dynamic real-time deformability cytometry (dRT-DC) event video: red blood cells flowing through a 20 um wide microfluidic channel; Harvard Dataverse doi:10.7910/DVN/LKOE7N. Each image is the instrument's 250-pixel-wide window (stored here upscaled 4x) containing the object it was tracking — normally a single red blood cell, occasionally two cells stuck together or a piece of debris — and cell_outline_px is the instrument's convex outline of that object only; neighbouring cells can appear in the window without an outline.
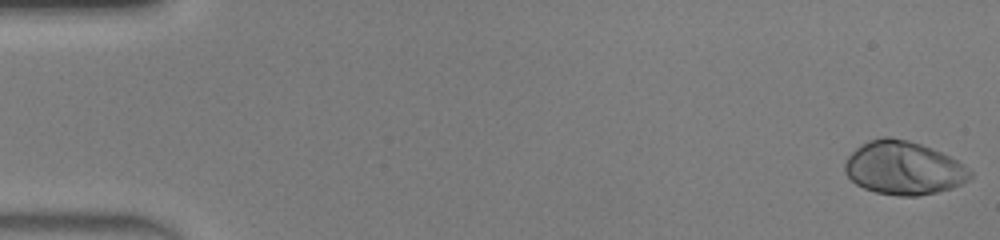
{"species": "human", "species_latin": "Homo sapiens", "temperature_condition": "warm", "stored_images_in_passage": 49, "camera_frame_rate_fps": 3000, "um_per_image_px": 0.085, "donor": {"sex": "male"}, "frame": {"image": 1, "passage_image": 1, "time_ms": 0.0, "image_size_px": [1000, 240], "cell_outline_px": [[972, 176], [968, 180], [952, 188], [936, 192], [916, 196], [900, 196], [876, 192], [864, 188], [856, 184], [844, 172], [844, 164], [848, 156], [856, 148], [868, 140], [880, 136], [888, 136], [908, 140], [920, 144], [940, 152], [964, 164], [972, 172]], "centroid_in_image_um": [76.79, 14.27], "position_along_channel_um": 8.2, "area_um2": 38.9}}
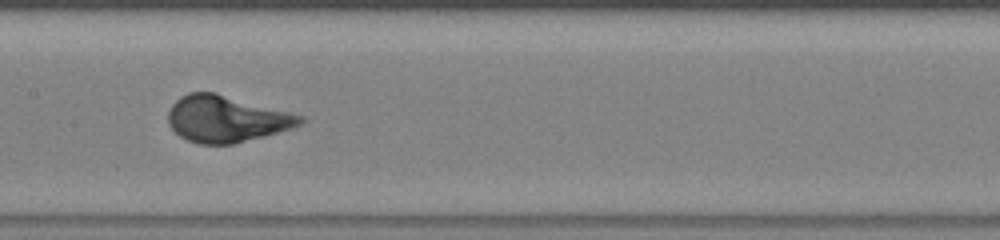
{"frame": {"image": 2, "passage_image": 25, "time_ms": 8.0, "image_size_px": [1000, 240], "cell_outline_px": [[304, 120], [300, 124], [292, 128], [232, 144], [200, 144], [188, 140], [180, 136], [168, 124], [168, 112], [172, 104], [180, 96], [188, 92], [216, 92], [304, 116]], "centroid_in_image_um": [19.21, 10.09], "position_along_channel_um": 188.2, "area_um2": 35.55}}
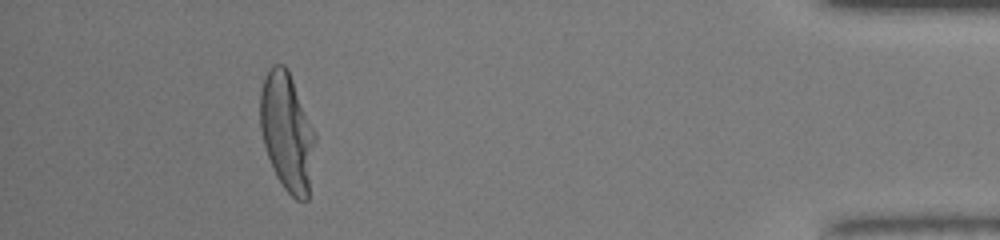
{"frame": {"image": 3, "passage_image": 45, "time_ms": 14.667, "image_size_px": [1000, 240], "cell_outline_px": [[316, 140], [308, 200], [296, 200], [284, 188], [276, 176], [268, 156], [264, 144], [260, 128], [260, 92], [264, 76], [268, 68], [272, 64], [284, 64], [288, 68], [316, 132]], "centroid_in_image_um": [24.41, 11.18], "position_along_channel_um": 410.8, "area_um2": 38.26}, "authors_computed_cell_mechanics": {"area_um2": 36.0094, "velocity_mm_per_s": 4.2094, "shape_relaxation_time_tau1_ms": 2.7503, "shape_relaxation_time_tau2_ms": null, "deformation_change_tau1": 0.2178, "deformation_change_tau2": null}}